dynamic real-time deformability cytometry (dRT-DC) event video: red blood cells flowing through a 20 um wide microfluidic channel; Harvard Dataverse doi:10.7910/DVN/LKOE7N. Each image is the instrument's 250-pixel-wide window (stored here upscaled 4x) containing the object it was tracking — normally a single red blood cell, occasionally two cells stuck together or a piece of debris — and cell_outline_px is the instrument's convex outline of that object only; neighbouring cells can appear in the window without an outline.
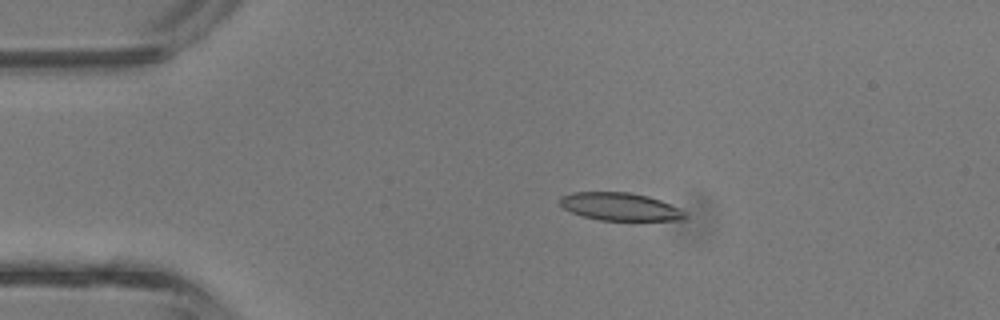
{"species": "common noctule bat (a hibernating species)", "species_latin": "Nyctalus noctula", "temperature_condition": "room temperature", "stored_images_in_passage": 3, "camera_frame_rate_fps": 3000, "um_per_image_px": 0.085, "animal": {"sex": "male", "body_mass_g": 13.3}, "frame": {"image": 1, "passage_image": 2, "time_ms": 0.333, "image_size_px": [1000, 320], "cell_outline_px": [[688, 216], [684, 220], [600, 220], [584, 216], [572, 212], [564, 208], [560, 204], [560, 196], [572, 192], [628, 192], [648, 196], [660, 200], [688, 212]], "centroid_in_image_um": [52.74, 17.56], "position_along_channel_um": 32.3, "area_um2": 20.29}}